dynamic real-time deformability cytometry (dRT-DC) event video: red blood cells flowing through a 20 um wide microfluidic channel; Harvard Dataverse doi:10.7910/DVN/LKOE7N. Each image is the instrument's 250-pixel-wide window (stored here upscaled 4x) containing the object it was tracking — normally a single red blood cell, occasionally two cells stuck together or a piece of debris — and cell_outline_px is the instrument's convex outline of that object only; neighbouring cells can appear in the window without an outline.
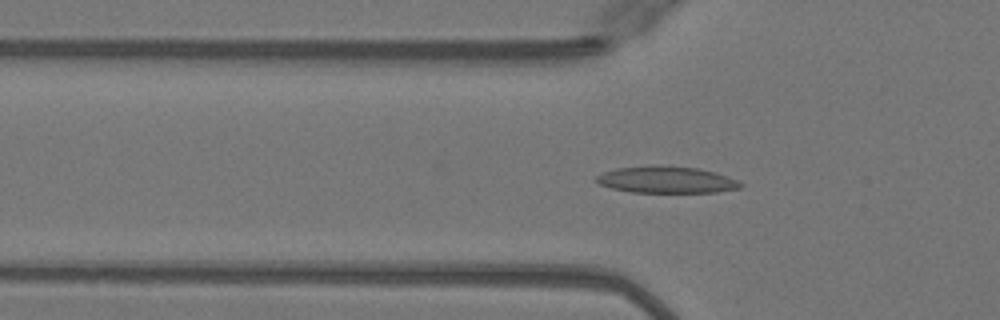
{"species": "Egyptian fruit bat (a non-hibernating species)", "species_latin": "Rousettus aegyptiacus", "temperature_condition": "warm", "stored_images_in_passage": 51, "camera_frame_rate_fps": 3000, "um_per_image_px": 0.085, "animal": {"sex": "female"}, "frame": {"image": 1, "passage_image": 17, "time_ms": 5.333, "image_size_px": [1000, 320], "cell_outline_px": [[744, 184], [740, 188], [716, 192], [632, 192], [612, 188], [600, 184], [596, 180], [596, 176], [604, 172], [616, 168], [652, 164], [664, 164], [696, 168], [716, 172], [736, 180]], "centroid_in_image_um": [56.64, 15.25], "position_along_channel_um": 69.2, "area_um2": 22.6}}
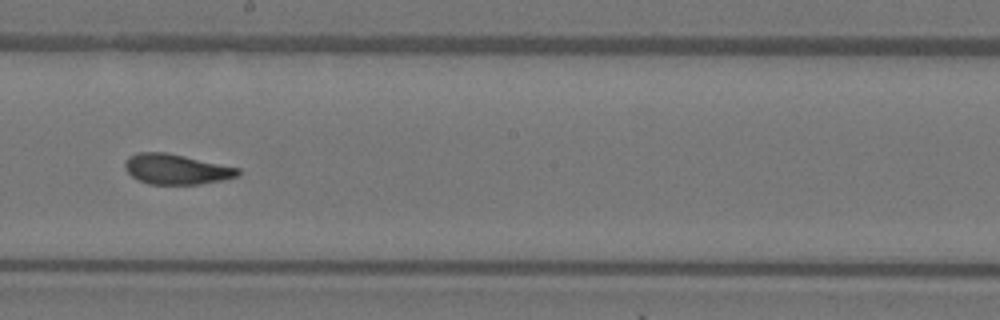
{"frame": {"image": 2, "passage_image": 29, "time_ms": 9.333, "image_size_px": [1000, 320], "cell_outline_px": [[240, 176], [200, 184], [148, 184], [132, 176], [124, 168], [124, 164], [128, 156], [136, 152], [168, 152], [240, 168]], "centroid_in_image_um": [14.98, 14.37], "position_along_channel_um": 233.2, "area_um2": 20.0}}
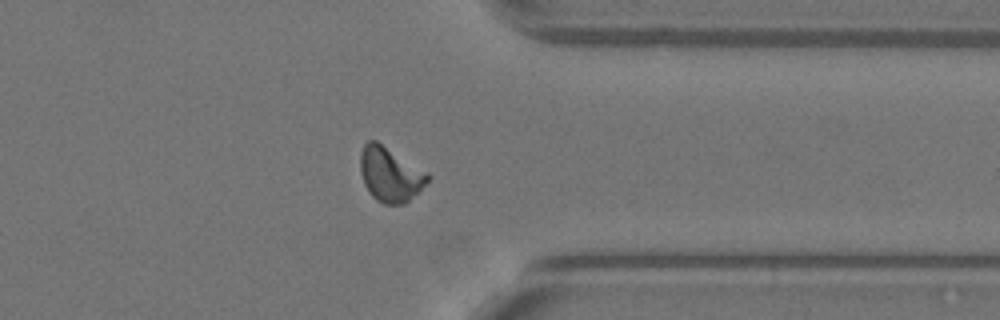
{"frame": {"image": 3, "passage_image": 40, "time_ms": 13.0, "image_size_px": [1000, 320], "cell_outline_px": [[432, 176], [420, 192], [404, 204], [384, 204], [376, 200], [368, 192], [364, 184], [360, 172], [360, 152], [364, 144], [368, 140], [376, 140], [428, 172]], "centroid_in_image_um": [33.17, 14.83], "position_along_channel_um": 378.2, "area_um2": 21.79}, "authors_computed_cell_mechanics": {"area_um2": 20.6346, "velocity_mm_per_s": 4.0902, "shape_relaxation_time_tau1_ms": 10.7433, "shape_relaxation_time_tau2_ms": 1.2523, "deformation_change_tau1": 0.3033, "deformation_change_tau2": 0.0679}}